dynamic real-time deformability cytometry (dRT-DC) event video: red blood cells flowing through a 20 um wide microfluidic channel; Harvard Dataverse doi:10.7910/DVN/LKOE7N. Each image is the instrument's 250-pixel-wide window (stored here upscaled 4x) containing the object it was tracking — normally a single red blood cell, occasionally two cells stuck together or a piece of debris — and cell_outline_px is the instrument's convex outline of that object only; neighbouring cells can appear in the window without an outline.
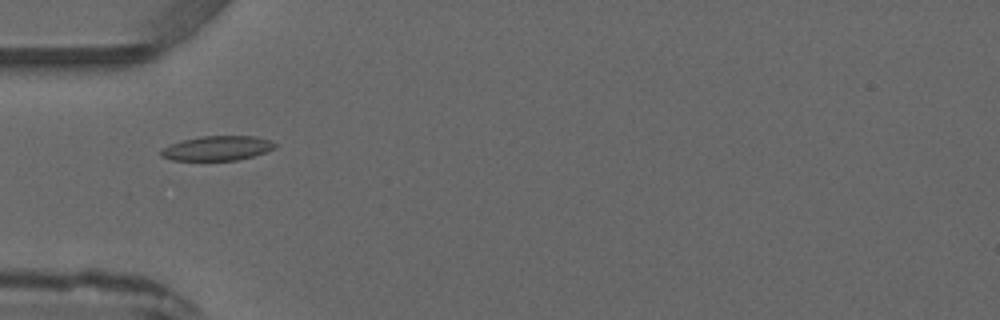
{"species": "common noctule bat (a hibernating species)", "species_latin": "Nyctalus noctula", "temperature_condition": "warm", "stored_images_in_passage": 5, "camera_frame_rate_fps": 3000, "um_per_image_px": 0.085, "animal": {"sex": "male", "forearm_length_mm": 52.5}, "frame": {"image": 1, "passage_image": 5, "time_ms": 4.667, "image_size_px": [1000, 320], "cell_outline_px": [[276, 148], [252, 156], [236, 160], [172, 160], [160, 156], [160, 148], [184, 140], [200, 136], [256, 136], [272, 140], [276, 144]], "centroid_in_image_um": [18.47, 12.59], "position_along_channel_um": 66.5, "area_um2": 16.3}}